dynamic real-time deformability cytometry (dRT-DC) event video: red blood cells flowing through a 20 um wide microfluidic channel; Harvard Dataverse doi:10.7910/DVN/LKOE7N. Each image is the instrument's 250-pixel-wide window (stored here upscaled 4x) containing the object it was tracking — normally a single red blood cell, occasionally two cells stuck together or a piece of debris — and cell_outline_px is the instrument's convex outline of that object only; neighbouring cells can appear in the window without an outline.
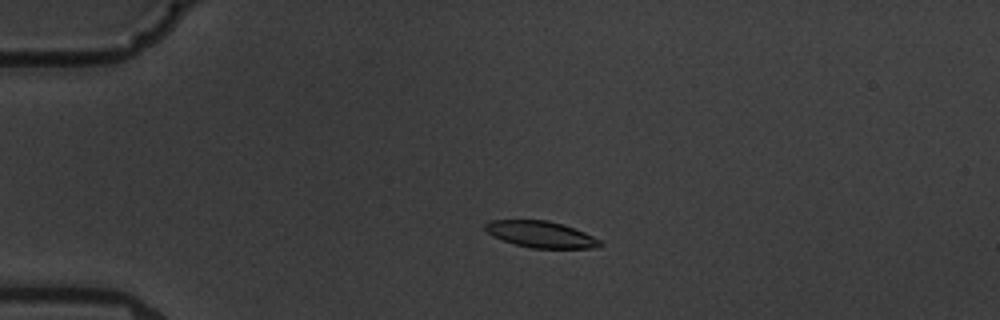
{"species": "common noctule bat (a hibernating species)", "species_latin": "Nyctalus noctula", "temperature_condition": "warm", "stored_images_in_passage": 3, "camera_frame_rate_fps": 3000, "um_per_image_px": 0.085, "animal": {"sex": "male", "body_mass_g": 19.5, "forearm_length_mm": 54.6}, "frame": {"image": 1, "passage_image": 2, "time_ms": 1.333, "image_size_px": [1000, 320], "cell_outline_px": [[604, 244], [596, 248], [532, 248], [516, 244], [504, 240], [488, 232], [484, 228], [484, 224], [488, 220], [548, 220], [584, 232], [600, 240]], "centroid_in_image_um": [45.98, 19.92], "position_along_channel_um": 39.0, "area_um2": 17.4}}